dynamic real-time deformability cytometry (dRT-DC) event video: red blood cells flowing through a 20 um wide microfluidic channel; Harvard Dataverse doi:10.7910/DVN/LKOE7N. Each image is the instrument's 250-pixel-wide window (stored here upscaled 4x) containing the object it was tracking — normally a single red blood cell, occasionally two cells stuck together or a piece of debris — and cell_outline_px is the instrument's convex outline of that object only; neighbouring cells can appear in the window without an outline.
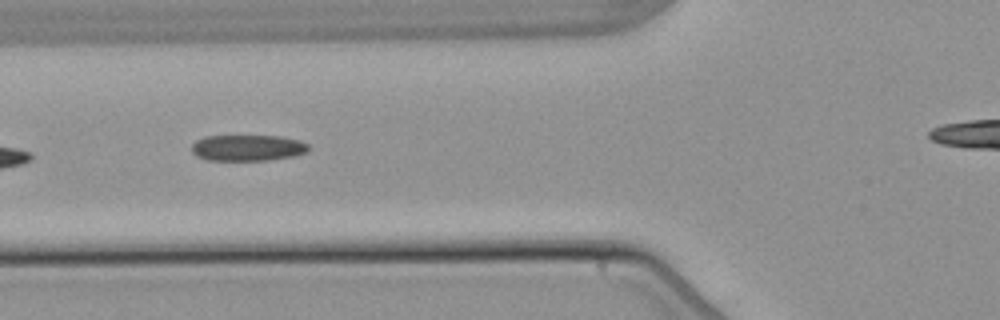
{"species": "common noctule bat (a hibernating species)", "species_latin": "Nyctalus noctula", "temperature_condition": "warm", "stored_images_in_passage": 8, "camera_frame_rate_fps": 3000, "um_per_image_px": 0.085, "animal": {"sex": "male", "body_mass_g": 21.5, "forearm_length_mm": 52.0}, "frame": {"image": 1, "passage_image": 6, "time_ms": 6.667, "image_size_px": [1000, 320], "cell_outline_px": [[308, 152], [296, 156], [268, 160], [208, 160], [196, 156], [192, 152], [192, 144], [196, 140], [204, 136], [280, 136], [300, 140], [308, 144]], "centroid_in_image_um": [21.06, 12.56], "position_along_channel_um": 104.7, "area_um2": 17.92}}